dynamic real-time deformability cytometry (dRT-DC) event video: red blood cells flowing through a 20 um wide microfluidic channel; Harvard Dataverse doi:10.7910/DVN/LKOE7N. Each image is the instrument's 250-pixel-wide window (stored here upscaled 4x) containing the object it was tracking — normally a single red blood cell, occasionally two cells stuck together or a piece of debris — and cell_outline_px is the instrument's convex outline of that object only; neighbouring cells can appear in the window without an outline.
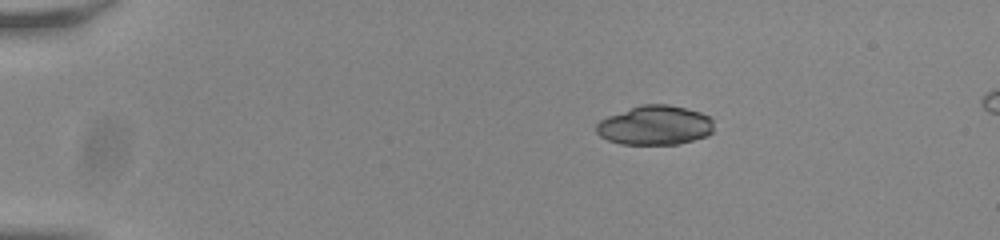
{"species": "common noctule bat (a hibernating species)", "species_latin": "Nyctalus noctula", "temperature_condition": "room temperature", "stored_images_in_passage": 45, "camera_frame_rate_fps": 3000, "um_per_image_px": 0.085, "animal": {"sex": "male", "body_mass_g": 20.0, "forearm_length_mm": 53.3}, "frame": {"image": 1, "passage_image": 1, "time_ms": 0.0, "image_size_px": [1000, 240], "cell_outline_px": [[712, 132], [708, 136], [676, 144], [620, 144], [608, 140], [600, 136], [596, 132], [596, 124], [600, 120], [608, 116], [640, 104], [668, 104], [700, 112], [708, 116], [712, 120]], "centroid_in_image_um": [55.65, 10.65], "position_along_channel_um": 29.3, "area_um2": 26.88}}